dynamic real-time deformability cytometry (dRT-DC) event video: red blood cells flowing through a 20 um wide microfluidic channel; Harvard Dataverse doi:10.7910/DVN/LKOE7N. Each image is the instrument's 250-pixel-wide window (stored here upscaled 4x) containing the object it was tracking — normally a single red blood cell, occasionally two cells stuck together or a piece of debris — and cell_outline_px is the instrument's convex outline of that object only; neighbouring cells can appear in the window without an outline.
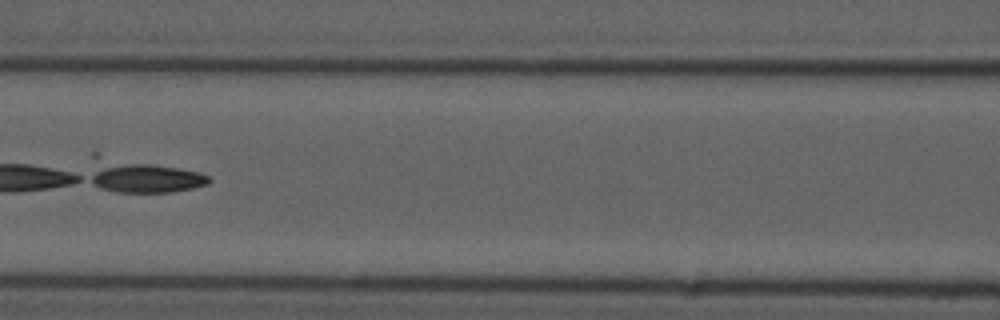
{"species": "common noctule bat (a hibernating species)", "species_latin": "Nyctalus noctula", "temperature_condition": "cold", "stored_images_in_passage": 6, "camera_frame_rate_fps": 3000, "um_per_image_px": 0.085, "animal": {"sex": "male", "forearm_length_mm": 52.5}, "frame": {"image": 1, "passage_image": 6, "time_ms": 6.667, "image_size_px": [1000, 320], "cell_outline_px": [[212, 180], [208, 184], [192, 188], [172, 192], [116, 192], [100, 188], [88, 180], [88, 176], [100, 164], [152, 164], [200, 172], [208, 176]], "centroid_in_image_um": [12.39, 15.15], "position_along_channel_um": 154.2, "area_um2": 20.0}}